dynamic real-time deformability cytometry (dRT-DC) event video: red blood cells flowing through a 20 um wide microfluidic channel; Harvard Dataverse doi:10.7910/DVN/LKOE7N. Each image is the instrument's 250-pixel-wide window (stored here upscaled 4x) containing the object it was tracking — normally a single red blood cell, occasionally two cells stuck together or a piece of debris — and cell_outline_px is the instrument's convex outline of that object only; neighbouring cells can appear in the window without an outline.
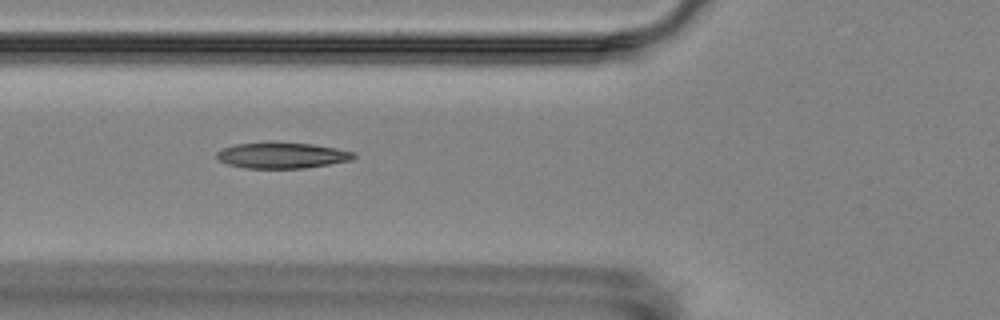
{"species": "Egyptian fruit bat (a non-hibernating species)", "species_latin": "Rousettus aegyptiacus", "temperature_condition": "room temperature", "stored_images_in_passage": 17, "segment_of_instrument_passage": [1, 2], "camera_frame_rate_fps": 3000, "um_per_image_px": 0.085, "animal": {"sex": "female"}, "frame": {"image": 1, "passage_image": 6, "time_ms": 5.667, "image_size_px": [1000, 320], "cell_outline_px": [[356, 156], [352, 160], [304, 168], [244, 168], [228, 164], [216, 160], [216, 152], [224, 148], [236, 144], [268, 140], [312, 144], [336, 148], [356, 152]], "centroid_in_image_um": [23.94, 13.18], "position_along_channel_um": 101.9, "area_um2": 21.21}}
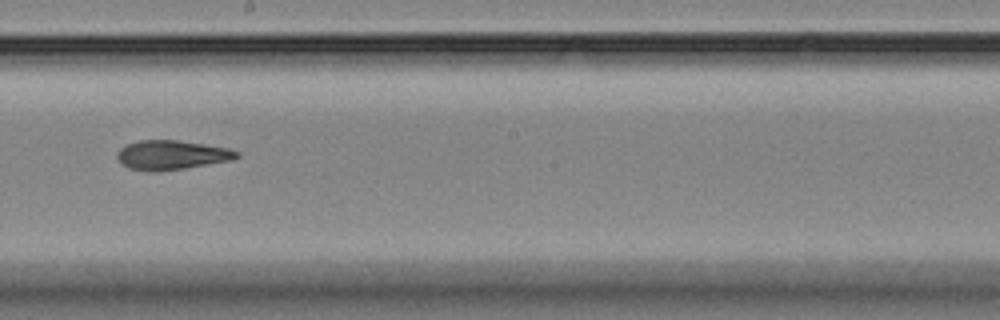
{"frame": {"image": 2, "passage_image": 9, "time_ms": 9.333, "image_size_px": [1000, 320], "cell_outline_px": [[240, 156], [232, 160], [184, 168], [156, 172], [148, 172], [128, 168], [120, 164], [116, 156], [116, 152], [120, 148], [128, 144], [140, 140], [176, 140], [204, 144], [228, 148], [240, 152]], "centroid_in_image_um": [14.55, 13.18], "position_along_channel_um": 233.6, "area_um2": 20.58}}
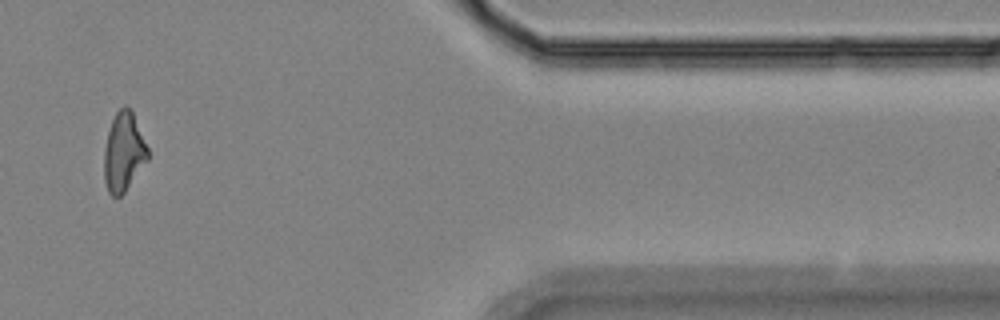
{"frame": {"image": 3, "passage_image": 14, "time_ms": 15.0, "image_size_px": [1000, 320], "cell_outline_px": [[148, 160], [124, 192], [120, 196], [112, 196], [108, 192], [104, 180], [104, 148], [108, 132], [112, 120], [116, 112], [124, 104], [132, 112], [148, 148]], "centroid_in_image_um": [10.5, 12.94], "position_along_channel_um": 400.9, "area_um2": 19.88}}